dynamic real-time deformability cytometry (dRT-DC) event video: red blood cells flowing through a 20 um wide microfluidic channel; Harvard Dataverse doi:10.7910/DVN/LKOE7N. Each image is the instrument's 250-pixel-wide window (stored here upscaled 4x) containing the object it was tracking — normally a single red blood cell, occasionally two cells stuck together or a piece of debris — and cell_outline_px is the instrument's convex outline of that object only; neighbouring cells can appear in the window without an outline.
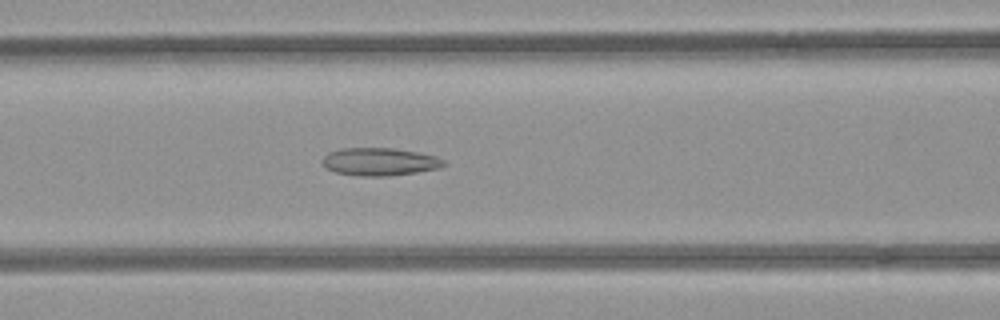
{"species": "common noctule bat (a hibernating species)", "species_latin": "Nyctalus noctula", "temperature_condition": "room temperature", "stored_images_in_passage": 53, "camera_frame_rate_fps": 3000, "um_per_image_px": 0.085, "animal": {"sex": "female", "body_mass_g": 21.9}, "frame": {"image": 1, "passage_image": 21, "time_ms": 6.667, "image_size_px": [1000, 320], "cell_outline_px": [[448, 164], [440, 168], [416, 172], [388, 176], [360, 176], [336, 172], [328, 168], [320, 160], [328, 152], [344, 148], [392, 148], [416, 152], [436, 156], [444, 160]], "centroid_in_image_um": [32.29, 13.74], "position_along_channel_um": 134.3, "area_um2": 19.59}}
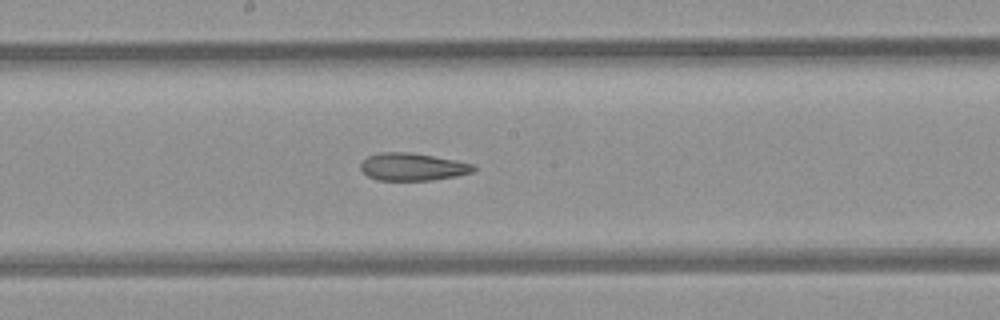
{"frame": {"image": 2, "passage_image": 27, "time_ms": 8.667, "image_size_px": [1000, 320], "cell_outline_px": [[476, 172], [456, 176], [432, 180], [376, 180], [368, 176], [360, 168], [360, 164], [368, 156], [380, 152], [408, 152], [456, 160], [472, 164], [476, 168]], "centroid_in_image_um": [35.08, 14.18], "position_along_channel_um": 213.1, "area_um2": 18.09}}
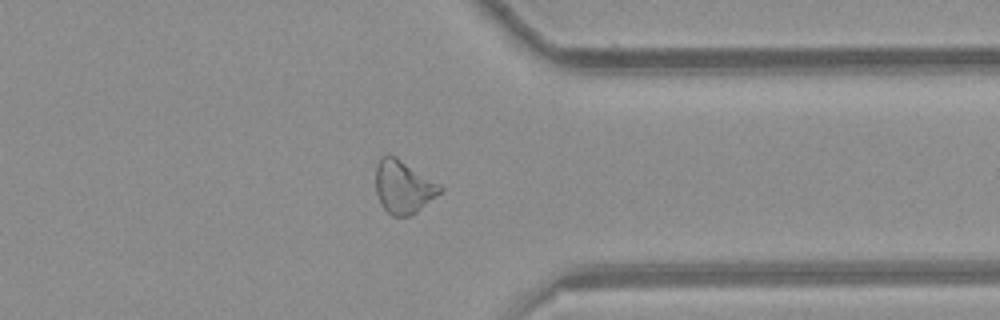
{"frame": {"image": 3, "passage_image": 40, "time_ms": 13.0, "image_size_px": [1000, 320], "cell_outline_px": [[444, 188], [436, 196], [416, 212], [408, 216], [392, 216], [384, 208], [376, 192], [376, 164], [380, 156], [396, 156], [440, 184]], "centroid_in_image_um": [34.28, 15.87], "position_along_channel_um": 377.1, "area_um2": 19.65}, "authors_computed_cell_mechanics": {"area_um2": 20.5768, "velocity_mm_per_s": 3.9282, "shape_relaxation_time_tau1_ms": null, "shape_relaxation_time_tau2_ms": 4.6726, "deformation_change_tau1": null, "deformation_change_tau2": 0.1343}}